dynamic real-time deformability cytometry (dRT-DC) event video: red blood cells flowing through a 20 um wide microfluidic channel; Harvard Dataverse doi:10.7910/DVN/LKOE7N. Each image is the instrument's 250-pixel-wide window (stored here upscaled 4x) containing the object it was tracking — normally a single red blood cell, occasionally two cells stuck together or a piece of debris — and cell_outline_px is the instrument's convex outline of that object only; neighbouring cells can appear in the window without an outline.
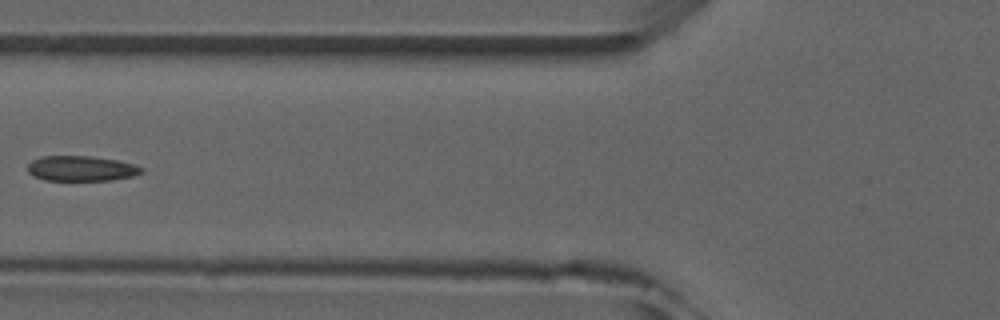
{"species": "common noctule bat (a hibernating species)", "species_latin": "Nyctalus noctula", "temperature_condition": "room temperature", "stored_images_in_passage": 6, "camera_frame_rate_fps": 3000, "um_per_image_px": 0.085, "animal": {"sex": "male", "forearm_length_mm": 52.5}, "frame": {"image": 1, "passage_image": 5, "time_ms": 4.667, "image_size_px": [1000, 320], "cell_outline_px": [[144, 168], [140, 172], [132, 176], [112, 180], [44, 180], [32, 176], [28, 172], [28, 164], [32, 160], [40, 156], [92, 156], [116, 160], [132, 164]], "centroid_in_image_um": [6.85, 14.32], "position_along_channel_um": 119.0, "area_um2": 16.65}}
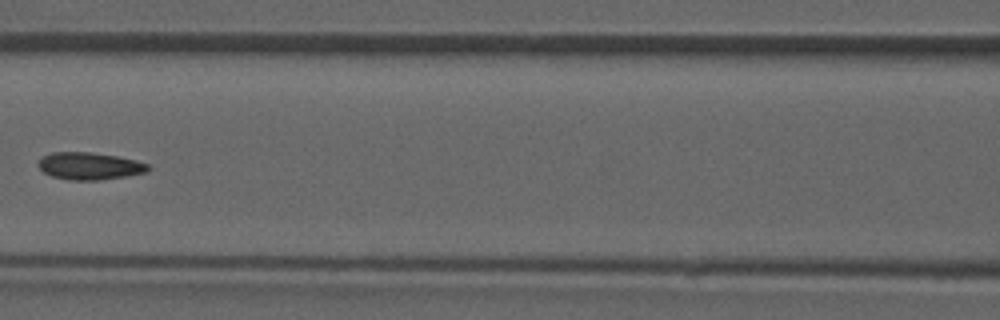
{"frame": {"image": 2, "passage_image": 6, "time_ms": 5.667, "image_size_px": [1000, 320], "cell_outline_px": [[152, 168], [148, 172], [100, 180], [68, 180], [52, 176], [44, 172], [36, 164], [40, 156], [52, 152], [88, 152], [116, 156], [136, 160], [148, 164]], "centroid_in_image_um": [7.59, 14.11], "position_along_channel_um": 159.0, "area_um2": 17.57}}